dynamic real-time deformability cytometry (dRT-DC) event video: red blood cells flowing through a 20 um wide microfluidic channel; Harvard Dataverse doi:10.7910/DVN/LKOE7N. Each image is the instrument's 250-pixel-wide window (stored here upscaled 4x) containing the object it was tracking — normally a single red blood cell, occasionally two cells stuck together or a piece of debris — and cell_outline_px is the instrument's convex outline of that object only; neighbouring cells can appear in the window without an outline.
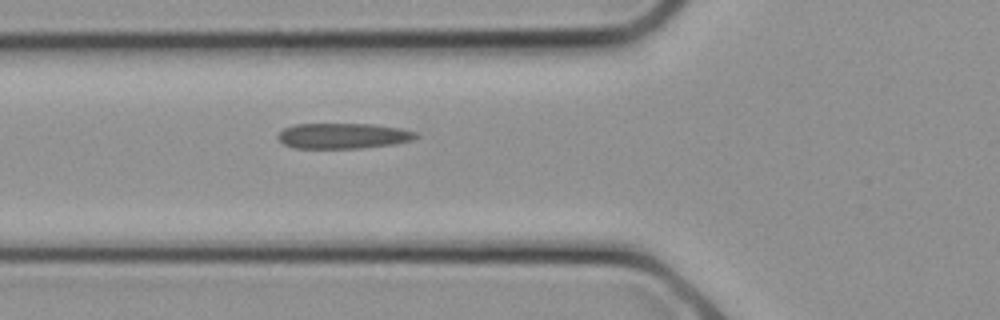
{"species": "common noctule bat (a hibernating species)", "species_latin": "Nyctalus noctula", "temperature_condition": "cold", "stored_images_in_passage": 4, "camera_frame_rate_fps": 3000, "um_per_image_px": 0.085, "animal": {"sex": "female", "body_mass_g": 21.9}, "frame": {"image": 1, "passage_image": 4, "time_ms": 1.0, "image_size_px": [1000, 320], "cell_outline_px": [[420, 136], [412, 140], [392, 144], [360, 148], [292, 148], [284, 144], [276, 136], [284, 128], [296, 124], [372, 124], [400, 128], [416, 132]], "centroid_in_image_um": [29.16, 11.55], "position_along_channel_um": 96.6, "area_um2": 20.46}}